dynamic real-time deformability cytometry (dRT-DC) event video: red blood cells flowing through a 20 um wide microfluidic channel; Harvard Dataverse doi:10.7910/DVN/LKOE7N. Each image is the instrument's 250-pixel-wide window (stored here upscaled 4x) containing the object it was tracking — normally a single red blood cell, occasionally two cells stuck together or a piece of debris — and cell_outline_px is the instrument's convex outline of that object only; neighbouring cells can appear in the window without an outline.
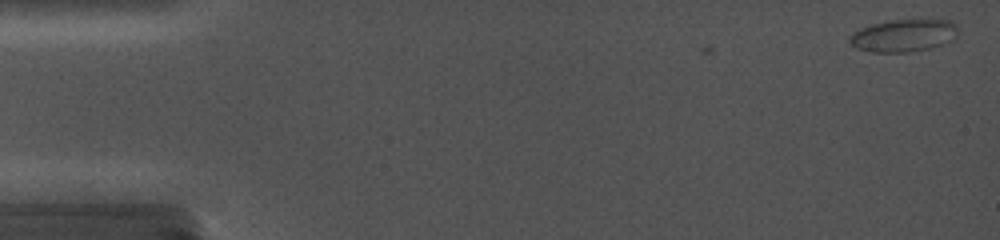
{"species": "common noctule bat (a hibernating species)", "species_latin": "Nyctalus noctula", "temperature_condition": "cold", "stored_images_in_passage": 5, "camera_frame_rate_fps": 5000, "um_per_image_px": 0.085, "animal": {"sex": "female", "body_mass_g": 19.0, "forearm_length_mm": 56.7}, "frame": {"image": 1, "passage_image": 2, "time_ms": 0.4, "image_size_px": [1000, 240], "cell_outline_px": [[956, 36], [952, 40], [932, 48], [908, 52], [868, 52], [856, 48], [848, 44], [848, 36], [852, 32], [860, 28], [872, 24], [892, 20], [952, 20], [956, 24]], "centroid_in_image_um": [76.75, 3.03], "position_along_channel_um": 8.3, "area_um2": 20.69}}